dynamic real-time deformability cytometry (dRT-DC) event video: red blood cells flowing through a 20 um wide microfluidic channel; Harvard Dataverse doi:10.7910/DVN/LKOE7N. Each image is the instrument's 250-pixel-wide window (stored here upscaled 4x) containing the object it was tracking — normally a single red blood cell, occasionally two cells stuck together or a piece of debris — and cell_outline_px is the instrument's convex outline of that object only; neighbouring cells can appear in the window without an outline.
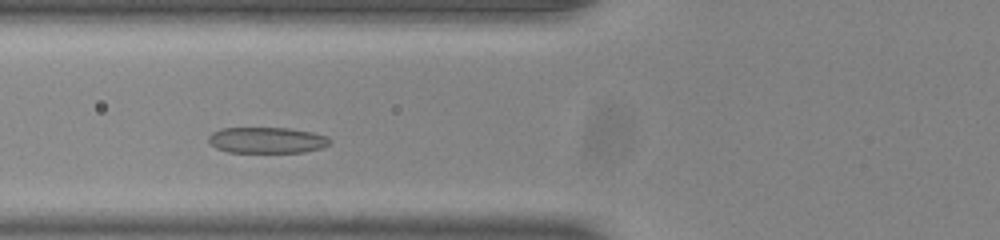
{"species": "common noctule bat (a hibernating species)", "species_latin": "Nyctalus noctula", "temperature_condition": "room temperature", "stored_images_in_passage": 41, "camera_frame_rate_fps": 3000, "um_per_image_px": 0.085, "animal": {"sex": "male", "body_mass_g": 20.0, "forearm_length_mm": 53.3}, "frame": {"image": 1, "passage_image": 9, "time_ms": 2.667, "image_size_px": [1000, 240], "cell_outline_px": [[332, 140], [328, 144], [320, 148], [304, 152], [228, 152], [216, 148], [208, 140], [208, 136], [212, 132], [220, 128], [288, 128], [312, 132], [328, 136]], "centroid_in_image_um": [22.68, 11.91], "position_along_channel_um": 103.1, "area_um2": 18.38}}
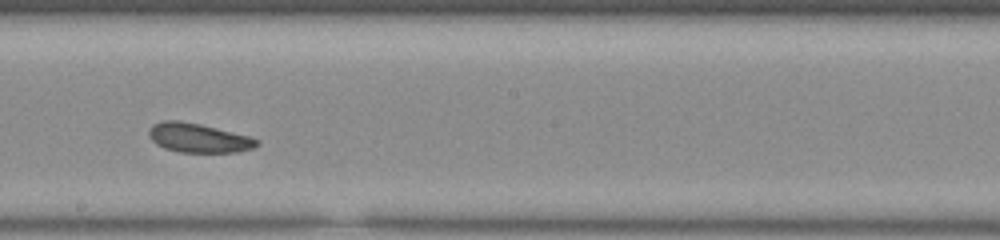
{"frame": {"image": 2, "passage_image": 19, "time_ms": 6.0, "image_size_px": [1000, 240], "cell_outline_px": [[260, 144], [252, 148], [236, 152], [180, 152], [164, 148], [156, 144], [148, 136], [148, 132], [152, 124], [164, 120], [180, 120], [200, 124], [252, 136], [260, 140]], "centroid_in_image_um": [16.88, 11.71], "position_along_channel_um": 231.3, "area_um2": 18.55}}
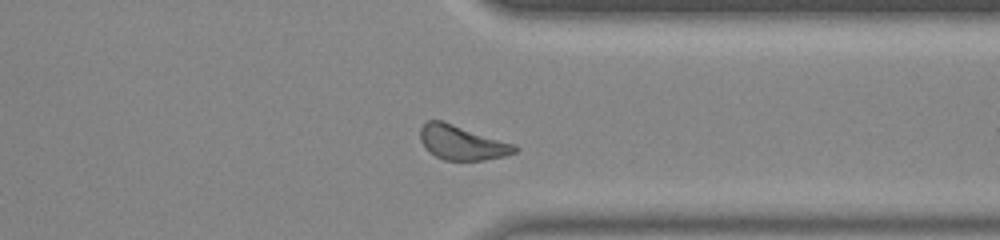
{"frame": {"image": 3, "passage_image": 30, "time_ms": 9.667, "image_size_px": [1000, 240], "cell_outline_px": [[520, 148], [516, 152], [504, 156], [484, 160], [444, 160], [428, 152], [424, 148], [420, 140], [420, 128], [428, 120], [440, 120], [512, 144]], "centroid_in_image_um": [39.21, 12.14], "position_along_channel_um": 372.2, "area_um2": 18.61}, "authors_computed_cell_mechanics": {"area_um2": 18.3804, "velocity_mm_per_s": 3.8433, "shape_relaxation_time_tau1_ms": 1.917, "shape_relaxation_time_tau2_ms": 3.9125, "deformation_change_tau1": 0.0703, "deformation_change_tau2": 0.1123}}